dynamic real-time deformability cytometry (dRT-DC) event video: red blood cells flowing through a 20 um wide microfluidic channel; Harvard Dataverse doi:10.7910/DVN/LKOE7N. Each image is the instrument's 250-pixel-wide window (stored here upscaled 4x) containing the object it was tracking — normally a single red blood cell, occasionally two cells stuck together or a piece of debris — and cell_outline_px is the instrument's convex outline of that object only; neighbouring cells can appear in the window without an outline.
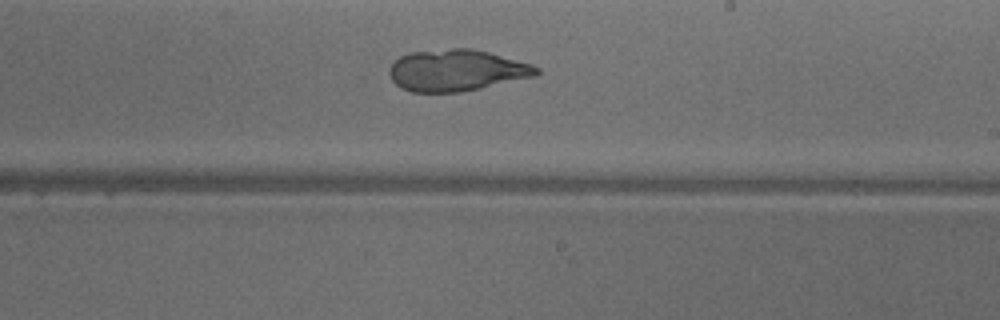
{"species": "common noctule bat (a hibernating species)", "species_latin": "Nyctalus noctula", "temperature_condition": "warm", "stored_images_in_passage": 39, "camera_frame_rate_fps": 3000, "um_per_image_px": 0.085, "animal": {"sex": "male", "body_mass_g": 18.8}, "frame": {"image": 1, "passage_image": 28, "time_ms": 9.0, "image_size_px": [1000, 320], "cell_outline_px": [[540, 72], [536, 76], [480, 88], [460, 92], [412, 92], [400, 88], [392, 80], [388, 72], [392, 64], [400, 56], [408, 52], [452, 48], [468, 48], [488, 52], [532, 64], [540, 68]], "centroid_in_image_um": [38.8, 5.98], "position_along_channel_um": 250.2, "area_um2": 35.6}}
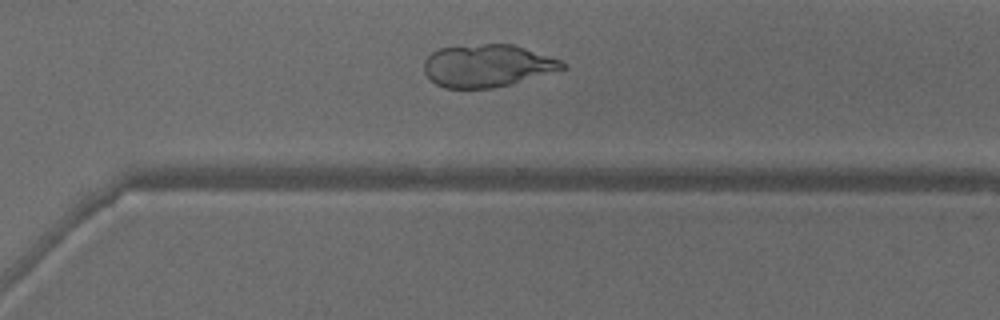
{"frame": {"image": 2, "passage_image": 34, "time_ms": 11.0, "image_size_px": [1000, 320], "cell_outline_px": [[568, 68], [512, 84], [492, 88], [444, 88], [436, 84], [424, 72], [424, 60], [432, 52], [440, 48], [484, 44], [512, 44], [560, 60], [568, 64]], "centroid_in_image_um": [41.44, 5.6], "position_along_channel_um": 329.2, "area_um2": 34.16}}
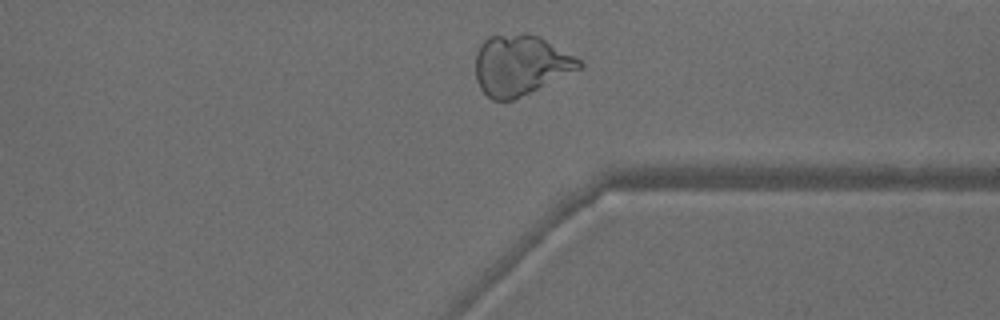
{"frame": {"image": 3, "passage_image": 37, "time_ms": 12.0, "image_size_px": [1000, 320], "cell_outline_px": [[584, 64], [580, 68], [512, 100], [492, 100], [480, 88], [476, 80], [476, 52], [480, 44], [488, 36], [540, 36], [576, 56]], "centroid_in_image_um": [44.22, 5.54], "position_along_channel_um": 367.2, "area_um2": 35.55}}